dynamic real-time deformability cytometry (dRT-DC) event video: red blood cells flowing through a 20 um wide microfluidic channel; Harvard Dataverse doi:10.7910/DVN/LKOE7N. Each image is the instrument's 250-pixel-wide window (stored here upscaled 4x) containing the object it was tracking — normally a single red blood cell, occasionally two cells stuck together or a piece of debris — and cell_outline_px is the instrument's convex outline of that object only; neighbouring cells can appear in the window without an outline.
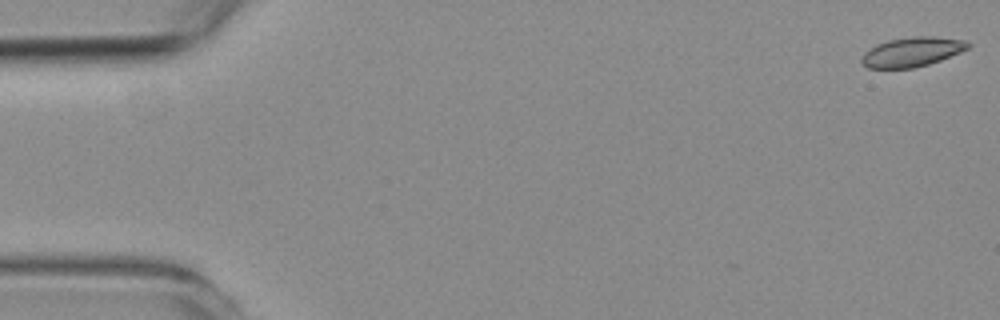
{"species": "common noctule bat (a hibernating species)", "species_latin": "Nyctalus noctula", "temperature_condition": "room temperature", "stored_images_in_passage": 9, "camera_frame_rate_fps": 3000, "um_per_image_px": 0.085, "animal": {"sex": "female", "body_mass_g": 19.3, "forearm_length_mm": 54.1}, "frame": {"image": 1, "passage_image": 1, "time_ms": 0.0, "image_size_px": [1000, 320], "cell_outline_px": [[972, 44], [968, 48], [960, 52], [940, 60], [928, 64], [912, 68], [868, 68], [860, 60], [860, 56], [864, 52], [876, 44], [888, 40], [912, 36], [932, 36], [968, 40]], "centroid_in_image_um": [77.52, 4.4], "position_along_channel_um": 7.5, "area_um2": 18.38}}